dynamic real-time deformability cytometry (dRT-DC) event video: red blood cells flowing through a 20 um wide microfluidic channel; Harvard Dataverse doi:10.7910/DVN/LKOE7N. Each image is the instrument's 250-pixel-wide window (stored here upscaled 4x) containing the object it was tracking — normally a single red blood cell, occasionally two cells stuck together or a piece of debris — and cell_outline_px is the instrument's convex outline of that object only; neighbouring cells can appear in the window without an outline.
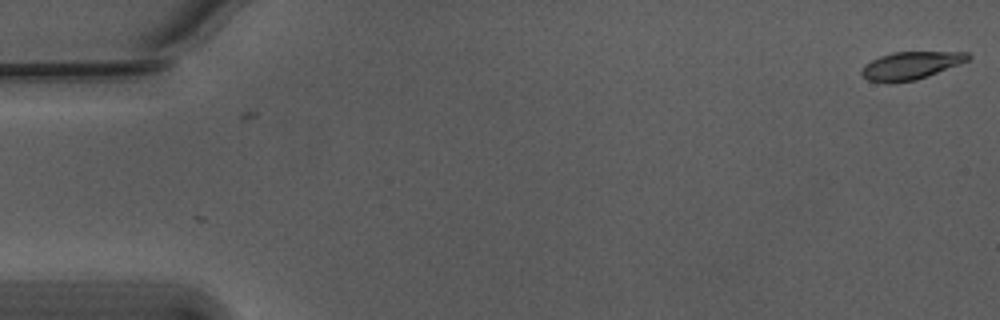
{"species": "Egyptian fruit bat (a non-hibernating species)", "species_latin": "Rousettus aegyptiacus", "temperature_condition": "warm", "stored_images_in_passage": 5, "camera_frame_rate_fps": 3000, "um_per_image_px": 0.085, "animal": {"sex": "male"}, "frame": {"image": 1, "passage_image": 5, "time_ms": 1.333, "image_size_px": [1000, 320], "cell_outline_px": [[972, 56], [968, 60], [960, 64], [928, 76], [916, 80], [892, 84], [868, 80], [860, 72], [864, 64], [880, 56], [892, 52], [968, 52]], "centroid_in_image_um": [77.4, 5.58], "position_along_channel_um": 7.6, "area_um2": 17.34}}